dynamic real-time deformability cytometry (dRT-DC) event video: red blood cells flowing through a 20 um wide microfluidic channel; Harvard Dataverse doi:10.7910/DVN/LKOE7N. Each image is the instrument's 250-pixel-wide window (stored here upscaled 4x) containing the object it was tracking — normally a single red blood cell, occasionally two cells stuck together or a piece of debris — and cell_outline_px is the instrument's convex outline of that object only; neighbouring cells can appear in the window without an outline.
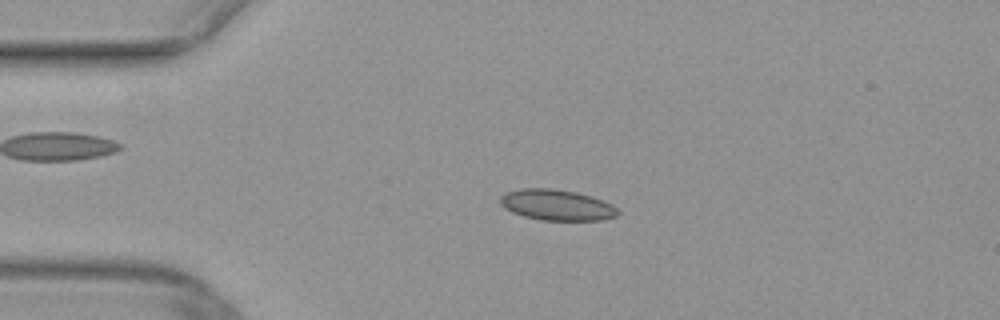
{"species": "common noctule bat (a hibernating species)", "species_latin": "Nyctalus noctula", "temperature_condition": "warm", "stored_images_in_passage": 50, "camera_frame_rate_fps": 3000, "um_per_image_px": 0.085, "animal": {"sex": "female", "body_mass_g": 29.2, "forearm_length_mm": 56.3}, "frame": {"image": 1, "passage_image": 11, "time_ms": 3.333, "image_size_px": [1000, 320], "cell_outline_px": [[620, 212], [616, 216], [604, 220], [540, 220], [524, 216], [512, 212], [504, 208], [500, 204], [500, 196], [504, 192], [520, 188], [552, 188], [576, 192], [592, 196], [604, 200], [612, 204]], "centroid_in_image_um": [47.32, 17.41], "position_along_channel_um": 37.7, "area_um2": 21.39}}
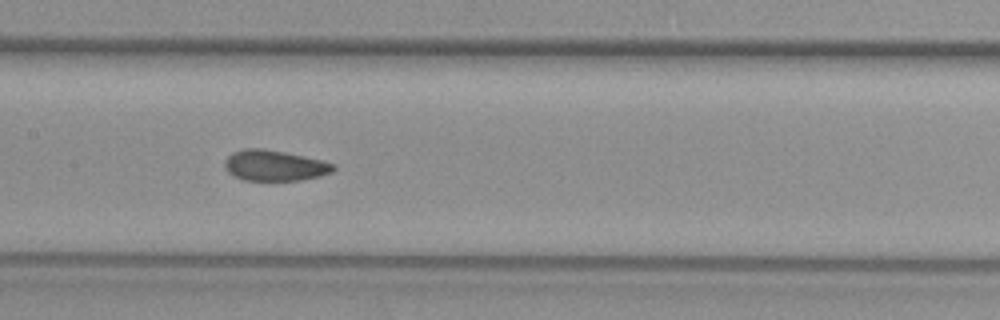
{"frame": {"image": 2, "passage_image": 24, "time_ms": 7.667, "image_size_px": [1000, 320], "cell_outline_px": [[336, 168], [332, 172], [320, 176], [300, 180], [244, 180], [228, 172], [224, 168], [224, 160], [232, 152], [244, 148], [264, 148], [304, 156], [336, 164]], "centroid_in_image_um": [23.33, 14.06], "position_along_channel_um": 184.1, "area_um2": 19.48}}
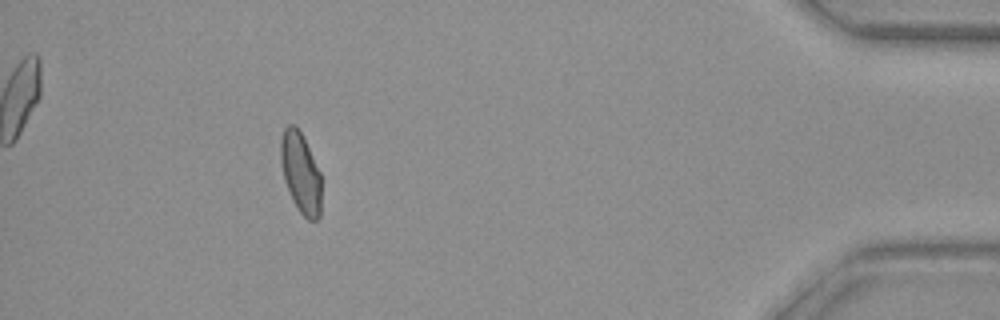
{"frame": {"image": 3, "passage_image": 45, "time_ms": 14.667, "image_size_px": [1000, 320], "cell_outline_px": [[320, 216], [316, 220], [308, 220], [296, 208], [292, 200], [284, 180], [280, 164], [280, 140], [284, 128], [288, 124], [292, 124], [300, 132], [320, 172]], "centroid_in_image_um": [25.52, 14.71], "position_along_channel_um": 409.7, "area_um2": 18.96}}